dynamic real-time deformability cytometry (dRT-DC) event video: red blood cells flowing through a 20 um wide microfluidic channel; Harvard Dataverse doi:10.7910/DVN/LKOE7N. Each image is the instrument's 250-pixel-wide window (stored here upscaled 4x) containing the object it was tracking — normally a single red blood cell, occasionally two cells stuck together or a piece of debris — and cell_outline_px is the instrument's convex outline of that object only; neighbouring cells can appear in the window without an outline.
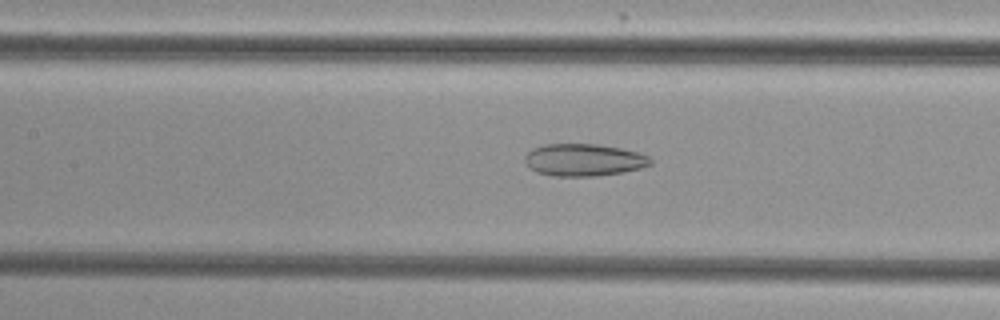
{"species": "common noctule bat (a hibernating species)", "species_latin": "Nyctalus noctula", "temperature_condition": "cold", "stored_images_in_passage": 42, "camera_frame_rate_fps": 3000, "um_per_image_px": 0.085, "animal": {"sex": "female", "body_mass_g": 29.2, "forearm_length_mm": 56.3}, "frame": {"image": 1, "passage_image": 13, "time_ms": 4.0, "image_size_px": [1000, 320], "cell_outline_px": [[652, 164], [640, 168], [620, 172], [596, 176], [552, 176], [536, 172], [528, 168], [524, 160], [524, 156], [532, 148], [544, 144], [596, 144], [620, 148], [640, 152], [648, 156], [652, 160]], "centroid_in_image_um": [49.58, 13.59], "position_along_channel_um": 157.8, "area_um2": 23.76}}
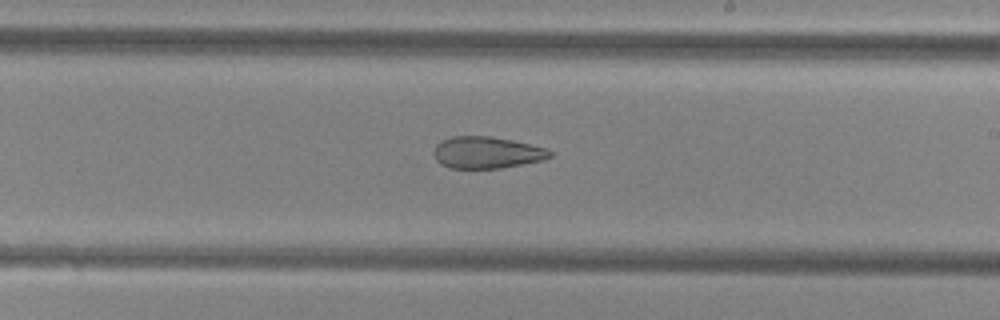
{"frame": {"image": 2, "passage_image": 20, "time_ms": 6.333, "image_size_px": [1000, 320], "cell_outline_px": [[552, 156], [544, 160], [500, 168], [448, 168], [440, 164], [436, 160], [432, 152], [436, 144], [452, 136], [492, 136], [512, 140], [548, 148], [552, 152]], "centroid_in_image_um": [41.37, 12.96], "position_along_channel_um": 247.6, "area_um2": 21.68}}
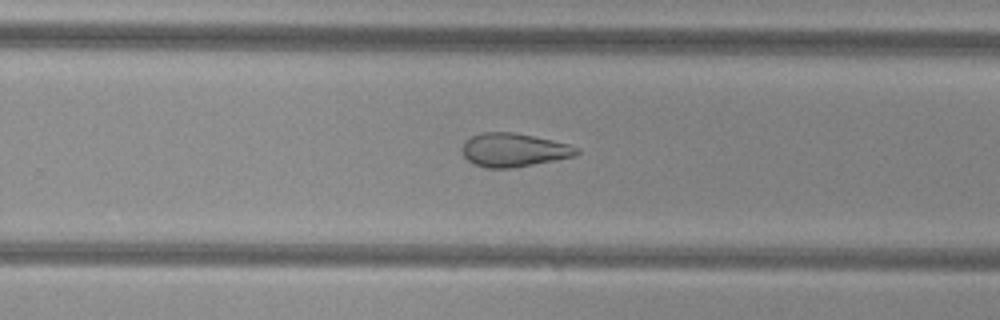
{"frame": {"image": 3, "passage_image": 23, "time_ms": 7.333, "image_size_px": [1000, 320], "cell_outline_px": [[580, 152], [576, 156], [512, 168], [488, 168], [472, 164], [464, 156], [464, 140], [480, 132], [512, 132], [552, 140], [568, 144], [580, 148]], "centroid_in_image_um": [43.68, 12.75], "position_along_channel_um": 286.1, "area_um2": 22.31}, "authors_computed_cell_mechanics": {"area_um2": 25.0274, "velocity_mm_per_s": 3.8623, "shape_relaxation_time_tau1_ms": null, "shape_relaxation_time_tau2_ms": 3.317, "deformation_change_tau1": null, "deformation_change_tau2": 0.1145}}